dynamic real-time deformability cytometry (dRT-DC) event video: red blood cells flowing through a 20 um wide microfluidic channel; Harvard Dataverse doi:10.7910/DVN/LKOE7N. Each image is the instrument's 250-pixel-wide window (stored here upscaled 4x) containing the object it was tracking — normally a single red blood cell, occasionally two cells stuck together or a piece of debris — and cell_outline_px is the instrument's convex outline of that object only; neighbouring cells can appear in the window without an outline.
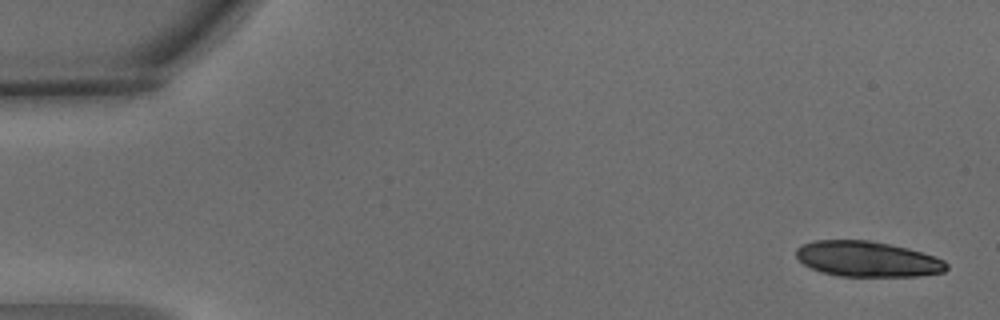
{"species": "common noctule bat (a hibernating species)", "species_latin": "Nyctalus noctula", "temperature_condition": "warm", "stored_images_in_passage": 4, "camera_frame_rate_fps": 3000, "um_per_image_px": 0.085, "animal": {"sex": "male", "body_mass_g": 15.6}, "frame": {"image": 1, "passage_image": 1, "time_ms": 0.0, "image_size_px": [1000, 320], "cell_outline_px": [[948, 268], [944, 272], [916, 276], [840, 276], [820, 272], [804, 264], [796, 256], [796, 248], [800, 244], [812, 240], [868, 240], [908, 248], [944, 260], [948, 264]], "centroid_in_image_um": [73.69, 22.01], "position_along_channel_um": 11.3, "area_um2": 31.04}}